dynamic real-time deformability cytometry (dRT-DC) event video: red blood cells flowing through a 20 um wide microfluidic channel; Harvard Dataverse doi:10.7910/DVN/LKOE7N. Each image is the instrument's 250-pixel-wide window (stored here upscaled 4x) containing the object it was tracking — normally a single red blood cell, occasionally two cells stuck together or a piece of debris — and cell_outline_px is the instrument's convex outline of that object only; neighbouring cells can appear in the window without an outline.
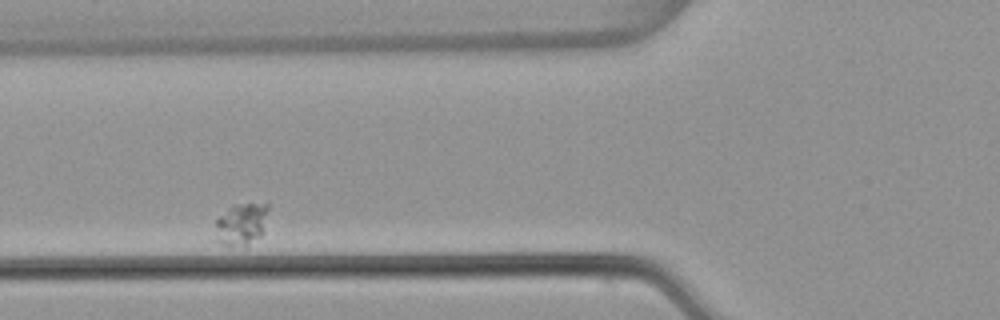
{"species": "common noctule bat (a hibernating species)", "species_latin": "Nyctalus noctula", "temperature_condition": "warm", "stored_images_in_passage": 3, "camera_frame_rate_fps": 3000, "um_per_image_px": 0.085, "animal": {"sex": "female", "body_mass_g": 22.7, "forearm_length_mm": 54.2}, "frame": {"image": 1, "passage_image": 2, "time_ms": 0.333, "image_size_px": [1000, 320], "cell_outline_px": [[268, 208], [264, 232], [260, 236], [248, 244], [220, 244], [216, 240], [216, 220], [228, 208], [236, 204], [268, 204]], "centroid_in_image_um": [20.53, 19.03], "position_along_channel_um": 105.3, "area_um2": 12.66}}